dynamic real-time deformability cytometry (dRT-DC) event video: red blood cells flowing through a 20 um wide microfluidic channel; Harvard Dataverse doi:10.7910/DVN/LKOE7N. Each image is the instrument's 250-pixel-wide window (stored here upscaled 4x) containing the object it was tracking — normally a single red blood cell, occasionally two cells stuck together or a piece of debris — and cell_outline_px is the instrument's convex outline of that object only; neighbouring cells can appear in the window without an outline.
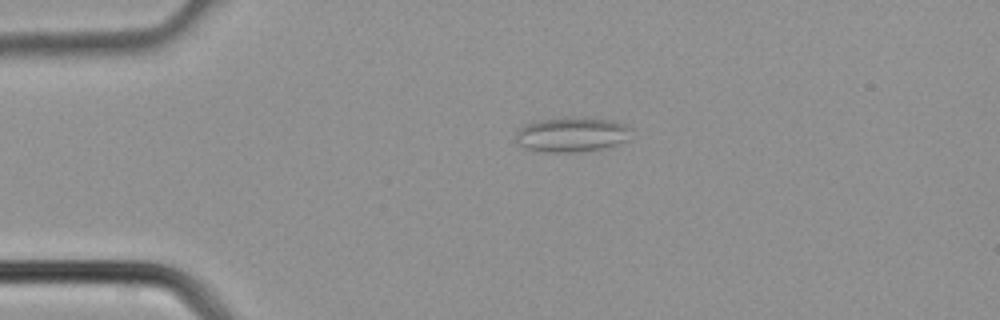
{"species": "common noctule bat (a hibernating species)", "species_latin": "Nyctalus noctula", "temperature_condition": "cold", "stored_images_in_passage": 3, "camera_frame_rate_fps": 3000, "um_per_image_px": 0.085, "animal": {"sex": "male", "body_mass_g": 21.5, "forearm_length_mm": 52.0}, "frame": {"image": 1, "passage_image": 2, "time_ms": 0.333, "image_size_px": [1000, 320], "cell_outline_px": [[632, 128], [624, 140], [608, 148], [572, 152], [544, 152], [528, 148], [520, 144], [516, 140], [516, 128], [524, 124], [540, 120], [572, 116], [584, 116], [612, 120], [624, 124]], "centroid_in_image_um": [48.58, 11.41], "position_along_channel_um": 36.4, "area_um2": 23.58}}